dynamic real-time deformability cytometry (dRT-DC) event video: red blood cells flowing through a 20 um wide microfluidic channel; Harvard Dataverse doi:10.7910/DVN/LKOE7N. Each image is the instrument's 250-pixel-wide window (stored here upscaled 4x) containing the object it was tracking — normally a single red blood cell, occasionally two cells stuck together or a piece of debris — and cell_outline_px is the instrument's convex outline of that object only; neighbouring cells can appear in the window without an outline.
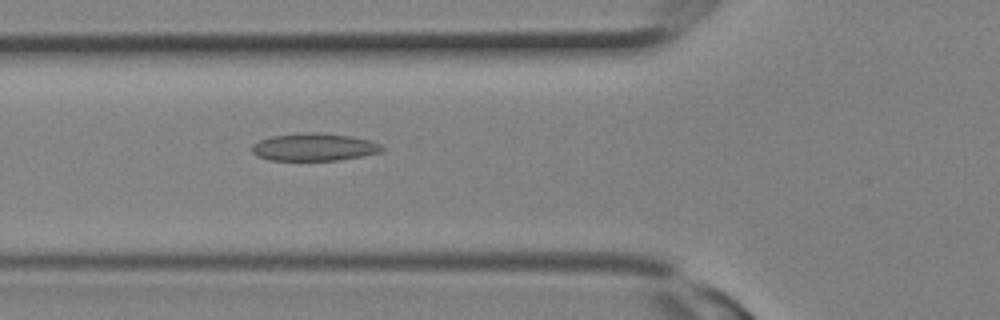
{"species": "Egyptian fruit bat (a non-hibernating species)", "species_latin": "Rousettus aegyptiacus", "temperature_condition": "room temperature", "stored_images_in_passage": 9, "camera_frame_rate_fps": 3000, "um_per_image_px": 0.085, "animal": {"sex": "female"}, "frame": {"image": 1, "passage_image": 9, "time_ms": 2.667, "image_size_px": [1000, 320], "cell_outline_px": [[384, 148], [380, 152], [360, 156], [336, 160], [268, 160], [256, 156], [252, 152], [252, 144], [260, 140], [272, 136], [304, 132], [320, 132], [352, 136], [368, 140], [380, 144]], "centroid_in_image_um": [26.66, 12.49], "position_along_channel_um": 99.1, "area_um2": 20.87}}